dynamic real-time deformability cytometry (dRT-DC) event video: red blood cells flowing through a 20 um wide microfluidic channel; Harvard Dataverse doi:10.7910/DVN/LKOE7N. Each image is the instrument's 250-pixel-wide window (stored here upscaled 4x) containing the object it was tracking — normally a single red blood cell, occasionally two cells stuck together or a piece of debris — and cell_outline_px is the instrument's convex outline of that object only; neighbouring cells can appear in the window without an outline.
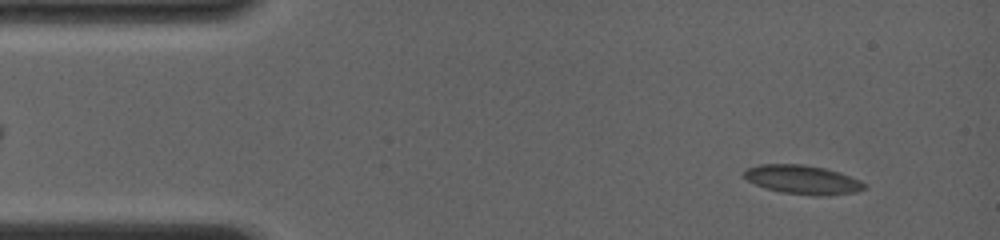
{"species": "common noctule bat (a hibernating species)", "species_latin": "Nyctalus noctula", "temperature_condition": "room temperature", "stored_images_in_passage": 32, "camera_frame_rate_fps": 4000, "um_per_image_px": 0.085, "animal": {"sex": "female", "body_mass_g": 19.0, "forearm_length_mm": 56.7}, "frame": {"image": 1, "passage_image": 2, "time_ms": 0.5, "image_size_px": [1000, 240], "cell_outline_px": [[868, 188], [856, 192], [828, 196], [816, 196], [780, 192], [756, 184], [748, 180], [744, 176], [744, 172], [748, 168], [760, 164], [804, 164], [824, 168], [840, 172], [860, 180], [868, 184]], "centroid_in_image_um": [68.31, 15.28], "position_along_channel_um": 16.7, "area_um2": 20.4}}
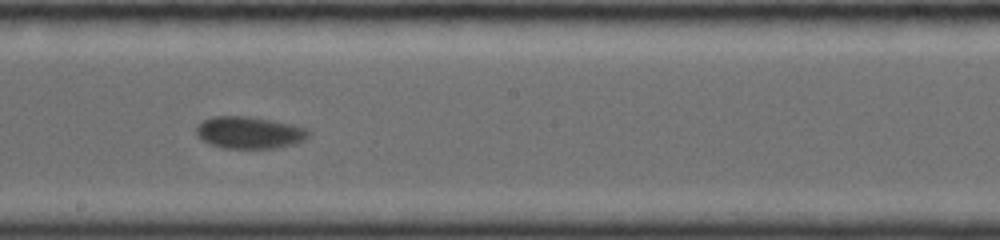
{"frame": {"image": 2, "passage_image": 19, "time_ms": 8.0, "image_size_px": [1000, 240], "cell_outline_px": [[312, 132], [304, 140], [292, 144], [272, 148], [224, 148], [208, 144], [200, 140], [196, 132], [196, 124], [212, 116], [248, 116], [292, 124], [304, 128]], "centroid_in_image_um": [21.14, 11.26], "position_along_channel_um": 227.1, "area_um2": 20.98}}
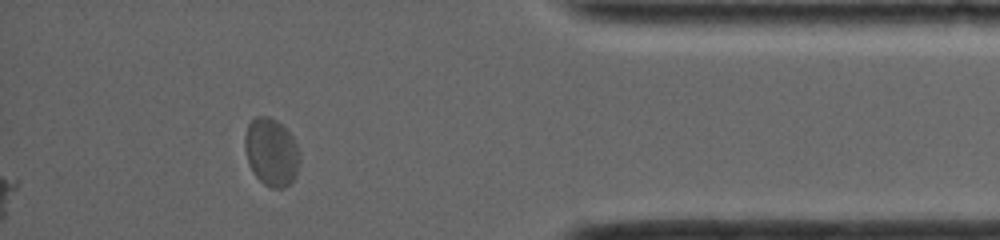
{"frame": {"image": 3, "passage_image": 32, "time_ms": 13.25, "image_size_px": [1000, 240], "cell_outline_px": [[300, 164], [296, 176], [284, 188], [272, 188], [264, 184], [256, 176], [248, 164], [244, 148], [244, 136], [248, 124], [256, 116], [268, 116], [276, 120], [292, 136], [300, 152]], "centroid_in_image_um": [23.06, 12.93], "position_along_channel_um": 412.1, "area_um2": 21.79}, "authors_computed_cell_mechanics": {"area_um2": 20.4612, "velocity_mm_per_s": 3.919, "shape_relaxation_time_tau1_ms": 2.671, "shape_relaxation_time_tau2_ms": null, "deformation_change_tau1": 0.0717, "deformation_change_tau2": null}}